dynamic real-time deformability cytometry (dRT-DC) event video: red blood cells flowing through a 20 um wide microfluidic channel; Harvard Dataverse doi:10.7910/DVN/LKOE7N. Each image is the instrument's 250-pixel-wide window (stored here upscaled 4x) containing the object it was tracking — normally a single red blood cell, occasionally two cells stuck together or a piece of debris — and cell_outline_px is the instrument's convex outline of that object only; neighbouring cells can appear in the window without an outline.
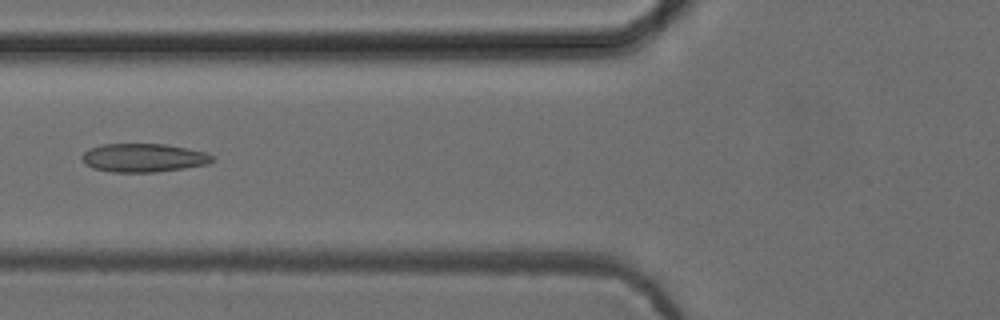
{"species": "common noctule bat (a hibernating species)", "species_latin": "Nyctalus noctula", "temperature_condition": "cold", "stored_images_in_passage": 50, "camera_frame_rate_fps": 3000, "um_per_image_px": 0.085, "animal": {"sex": "female", "body_mass_g": 24.6, "forearm_length_mm": 56.2}, "frame": {"image": 1, "passage_image": 19, "time_ms": 6.0, "image_size_px": [1000, 320], "cell_outline_px": [[216, 160], [208, 164], [184, 168], [156, 172], [112, 172], [92, 168], [84, 164], [80, 156], [88, 148], [100, 144], [168, 144], [204, 152], [216, 156]], "centroid_in_image_um": [12.19, 13.41], "position_along_channel_um": 113.6, "area_um2": 21.96}}
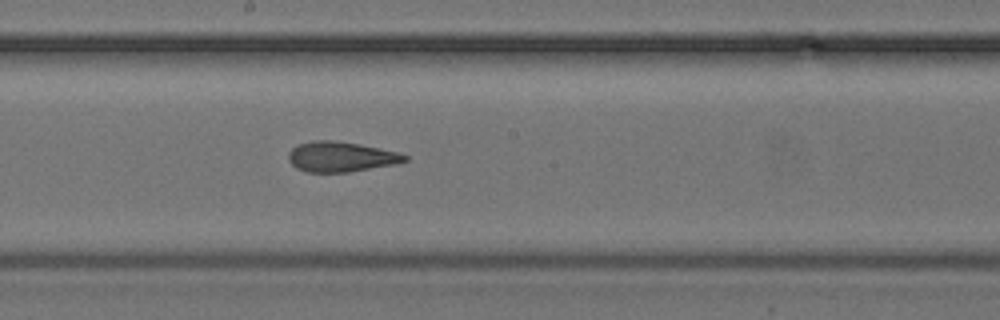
{"frame": {"image": 2, "passage_image": 27, "time_ms": 8.667, "image_size_px": [1000, 320], "cell_outline_px": [[408, 160], [396, 164], [348, 172], [308, 172], [296, 168], [288, 160], [288, 152], [296, 144], [312, 140], [332, 140], [356, 144], [400, 152], [408, 156]], "centroid_in_image_um": [28.95, 13.32], "position_along_channel_um": 219.2, "area_um2": 20.46}}
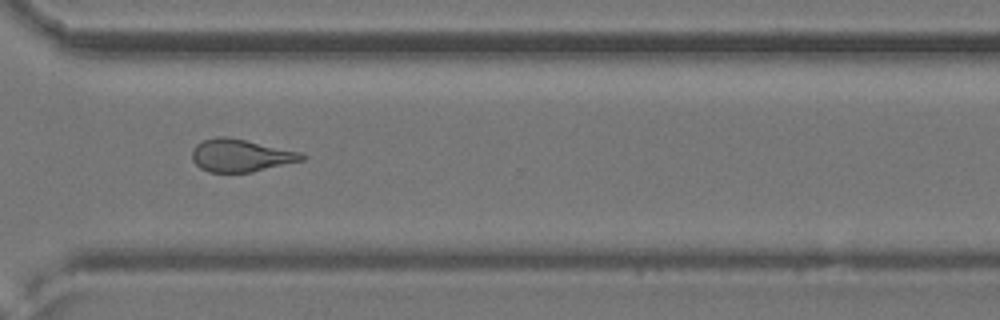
{"frame": {"image": 3, "passage_image": 37, "time_ms": 12.0, "image_size_px": [1000, 320], "cell_outline_px": [[308, 156], [304, 160], [252, 172], [208, 172], [200, 168], [192, 160], [192, 148], [196, 144], [204, 140], [216, 136], [224, 136], [244, 140], [300, 152]], "centroid_in_image_um": [20.44, 13.22], "position_along_channel_um": 350.2, "area_um2": 20.75}, "authors_computed_cell_mechanics": {"area_um2": 21.4149, "velocity_mm_per_s": 3.9432, "shape_relaxation_time_tau1_ms": null, "shape_relaxation_time_tau2_ms": 2.2543, "deformation_change_tau1": null, "deformation_change_tau2": 0.1024}}